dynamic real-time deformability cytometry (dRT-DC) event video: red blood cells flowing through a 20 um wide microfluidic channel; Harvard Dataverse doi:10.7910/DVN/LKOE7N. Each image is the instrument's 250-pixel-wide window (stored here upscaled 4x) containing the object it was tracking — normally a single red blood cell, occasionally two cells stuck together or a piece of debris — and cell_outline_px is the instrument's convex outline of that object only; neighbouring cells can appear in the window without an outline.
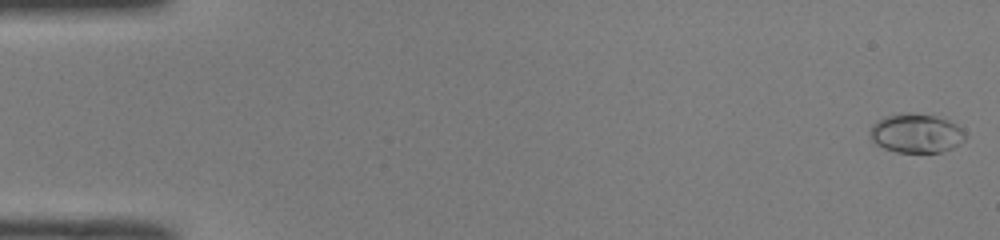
{"species": "common noctule bat (a hibernating species)", "species_latin": "Nyctalus noctula", "temperature_condition": "room temperature", "stored_images_in_passage": 51, "camera_frame_rate_fps": 3000, "um_per_image_px": 0.085, "animal": {"sex": "male", "body_mass_g": 19.0, "forearm_length_mm": 50.8}, "frame": {"image": 1, "passage_image": 1, "time_ms": 0.0, "image_size_px": [1000, 240], "cell_outline_px": [[968, 136], [960, 144], [952, 148], [940, 152], [896, 152], [884, 148], [876, 144], [872, 140], [872, 124], [884, 116], [900, 112], [908, 112], [936, 116], [948, 120], [956, 124]], "centroid_in_image_um": [77.89, 11.32], "position_along_channel_um": 7.1, "area_um2": 21.73}}
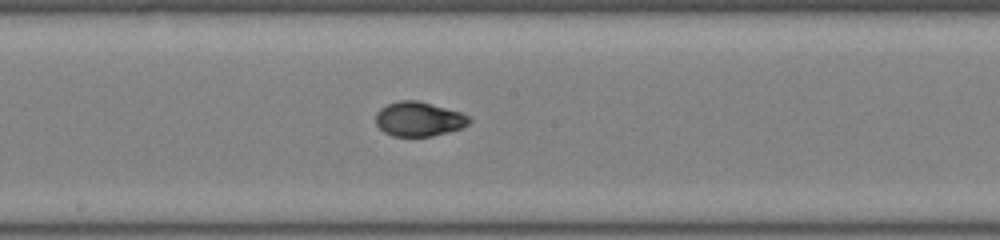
{"frame": {"image": 2, "passage_image": 28, "time_ms": 9.0, "image_size_px": [1000, 240], "cell_outline_px": [[472, 120], [468, 124], [460, 128], [448, 132], [432, 136], [392, 136], [384, 132], [376, 124], [376, 112], [380, 108], [388, 104], [400, 100], [416, 100], [460, 112], [468, 116]], "centroid_in_image_um": [35.58, 10.12], "position_along_channel_um": 212.6, "area_um2": 18.61}}
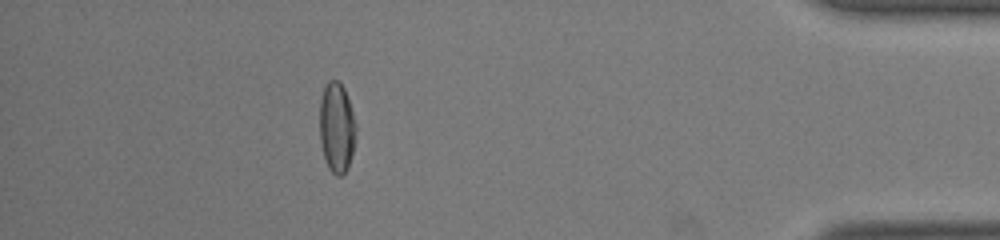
{"frame": {"image": 3, "passage_image": 46, "time_ms": 15.0, "image_size_px": [1000, 240], "cell_outline_px": [[356, 132], [352, 152], [348, 168], [340, 176], [336, 176], [328, 168], [324, 156], [320, 140], [320, 100], [324, 88], [328, 80], [336, 80], [344, 88], [356, 124]], "centroid_in_image_um": [28.61, 10.85], "position_along_channel_um": 406.6, "area_um2": 18.84}, "authors_computed_cell_mechanics": {"area_um2": 19.0162, "velocity_mm_per_s": 4.0144, "shape_relaxation_time_tau1_ms": 4.7338, "shape_relaxation_time_tau2_ms": 1.0641, "deformation_change_tau1": 0.1922, "deformation_change_tau2": 0.0381}}